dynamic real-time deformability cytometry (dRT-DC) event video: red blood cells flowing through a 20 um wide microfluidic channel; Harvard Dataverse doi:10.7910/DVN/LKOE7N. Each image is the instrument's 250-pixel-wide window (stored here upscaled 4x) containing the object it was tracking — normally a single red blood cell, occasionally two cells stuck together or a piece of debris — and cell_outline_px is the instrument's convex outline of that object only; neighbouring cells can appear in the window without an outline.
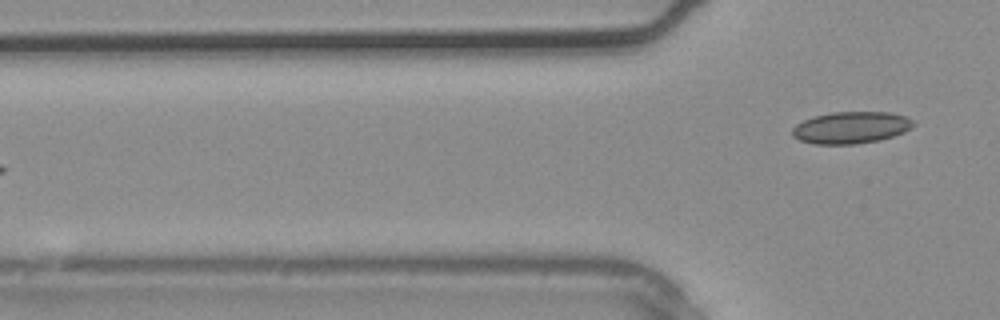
{"species": "common noctule bat (a hibernating species)", "species_latin": "Nyctalus noctula", "temperature_condition": "warm", "stored_images_in_passage": 4, "camera_frame_rate_fps": 3000, "um_per_image_px": 0.085, "animal": {"sex": "male", "body_mass_g": 20.4}, "frame": {"image": 1, "passage_image": 4, "time_ms": 1.0, "image_size_px": [1000, 320], "cell_outline_px": [[916, 124], [912, 128], [904, 132], [880, 140], [856, 144], [812, 144], [800, 140], [792, 136], [792, 128], [796, 124], [812, 116], [832, 112], [892, 112], [904, 116], [912, 120]], "centroid_in_image_um": [72.33, 10.84], "position_along_channel_um": 53.5, "area_um2": 22.66}}